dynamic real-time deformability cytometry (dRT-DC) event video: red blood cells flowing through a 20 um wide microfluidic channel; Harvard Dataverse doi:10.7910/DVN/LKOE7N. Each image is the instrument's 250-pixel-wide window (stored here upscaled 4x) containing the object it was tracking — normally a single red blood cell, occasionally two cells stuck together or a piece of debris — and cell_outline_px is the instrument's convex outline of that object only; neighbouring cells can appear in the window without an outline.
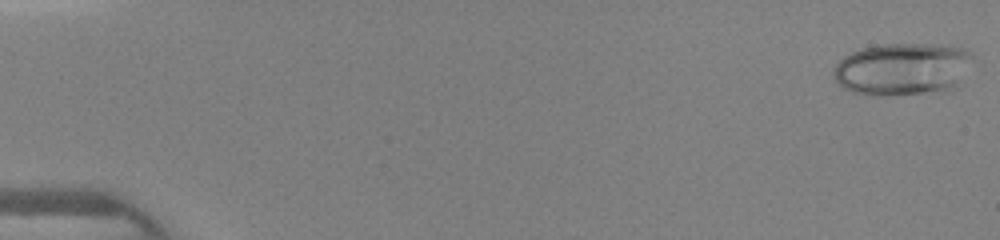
{"species": "human", "species_latin": "Homo sapiens", "temperature_condition": "warm", "stored_images_in_passage": 46, "camera_frame_rate_fps": 3000, "um_per_image_px": 0.085, "donor": {"sex": "female"}, "frame": {"image": 1, "passage_image": 1, "time_ms": 0.0, "image_size_px": [1000, 240], "cell_outline_px": [[972, 56], [956, 88], [944, 92], [876, 96], [872, 96], [852, 92], [844, 88], [832, 76], [832, 68], [844, 56], [860, 48], [884, 44], [928, 44], [968, 48], [972, 52]], "centroid_in_image_um": [76.68, 5.88], "position_along_channel_um": 8.3, "area_um2": 42.89}}
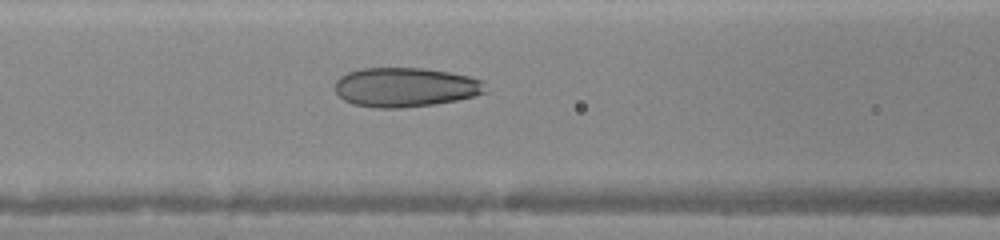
{"frame": {"image": 2, "passage_image": 20, "time_ms": 6.333, "image_size_px": [1000, 240], "cell_outline_px": [[484, 92], [476, 96], [456, 100], [432, 104], [400, 108], [376, 108], [352, 104], [344, 100], [336, 92], [336, 80], [340, 76], [348, 72], [360, 68], [424, 68], [448, 72], [468, 76], [484, 80]], "centroid_in_image_um": [34.43, 7.41], "position_along_channel_um": 132.2, "area_um2": 34.45}}
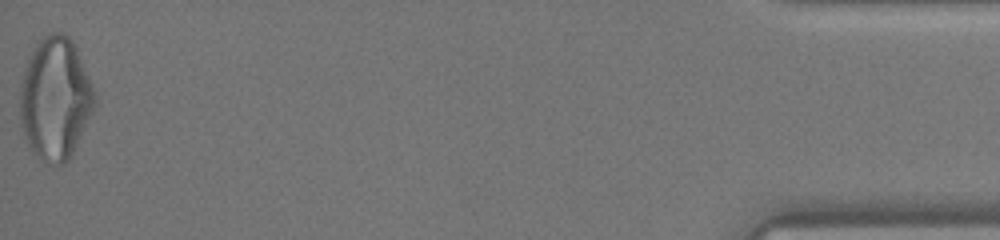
{"frame": {"image": 3, "passage_image": 46, "time_ms": 15.0, "image_size_px": [1000, 240], "cell_outline_px": [[96, 104], [72, 156], [64, 164], [56, 164], [40, 160], [28, 144], [20, 120], [20, 84], [24, 64], [32, 48], [44, 36], [52, 32], [60, 32], [68, 36], [72, 40], [76, 48], [96, 96]], "centroid_in_image_um": [4.68, 8.37], "position_along_channel_um": 430.5, "area_um2": 53.23}}